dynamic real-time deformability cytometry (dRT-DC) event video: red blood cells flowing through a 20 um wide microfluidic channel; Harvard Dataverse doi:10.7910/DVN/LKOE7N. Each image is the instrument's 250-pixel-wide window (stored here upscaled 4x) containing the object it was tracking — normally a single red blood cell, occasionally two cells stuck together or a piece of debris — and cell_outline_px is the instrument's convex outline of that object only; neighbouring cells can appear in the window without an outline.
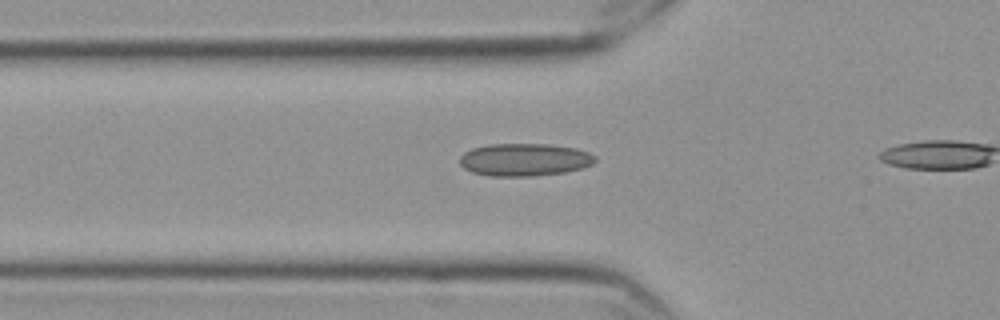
{"species": "Egyptian fruit bat (a non-hibernating species)", "species_latin": "Rousettus aegyptiacus", "temperature_condition": "cold", "stored_images_in_passage": 4, "camera_frame_rate_fps": 3000, "um_per_image_px": 0.085, "frame": {"image": 1, "passage_image": 2, "time_ms": 0.333, "image_size_px": [1000, 320], "cell_outline_px": [[596, 160], [592, 164], [580, 168], [564, 172], [536, 176], [488, 176], [472, 172], [464, 168], [460, 164], [460, 156], [464, 152], [472, 148], [488, 144], [548, 144], [576, 148], [588, 152], [596, 156]], "centroid_in_image_um": [44.56, 13.57], "position_along_channel_um": 81.2, "area_um2": 25.84}}